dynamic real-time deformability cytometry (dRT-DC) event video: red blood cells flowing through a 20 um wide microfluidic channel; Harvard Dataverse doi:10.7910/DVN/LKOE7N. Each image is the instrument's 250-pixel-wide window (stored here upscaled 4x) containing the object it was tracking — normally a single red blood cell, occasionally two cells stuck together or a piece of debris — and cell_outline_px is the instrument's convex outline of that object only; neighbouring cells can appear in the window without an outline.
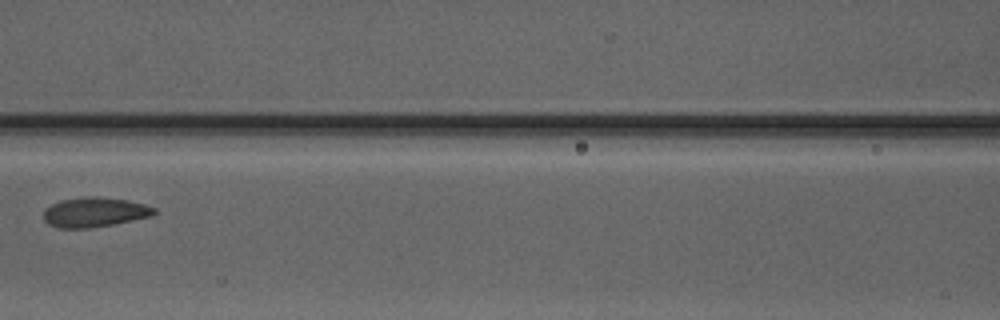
{"species": "Egyptian fruit bat (a non-hibernating species)", "species_latin": "Rousettus aegyptiacus", "temperature_condition": "warm", "stored_images_in_passage": 5, "camera_frame_rate_fps": 3000, "um_per_image_px": 0.085, "animal": {"sex": "male"}, "frame": {"image": 1, "passage_image": 4, "time_ms": 3.667, "image_size_px": [1000, 320], "cell_outline_px": [[156, 212], [152, 216], [112, 224], [88, 228], [60, 228], [48, 224], [44, 220], [44, 212], [52, 204], [60, 200], [92, 196], [96, 196], [128, 200], [144, 204], [156, 208]], "centroid_in_image_um": [8.06, 18.03], "position_along_channel_um": 158.5, "area_um2": 18.96}}
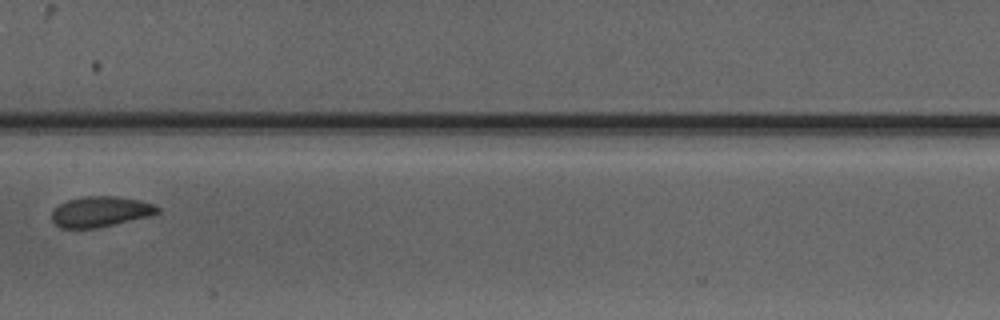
{"frame": {"image": 2, "passage_image": 5, "time_ms": 4.667, "image_size_px": [1000, 320], "cell_outline_px": [[160, 212], [152, 216], [96, 228], [60, 228], [52, 220], [52, 212], [60, 204], [68, 200], [84, 196], [116, 196], [140, 200], [156, 204], [160, 208]], "centroid_in_image_um": [8.6, 17.99], "position_along_channel_um": 198.8, "area_um2": 18.9}}